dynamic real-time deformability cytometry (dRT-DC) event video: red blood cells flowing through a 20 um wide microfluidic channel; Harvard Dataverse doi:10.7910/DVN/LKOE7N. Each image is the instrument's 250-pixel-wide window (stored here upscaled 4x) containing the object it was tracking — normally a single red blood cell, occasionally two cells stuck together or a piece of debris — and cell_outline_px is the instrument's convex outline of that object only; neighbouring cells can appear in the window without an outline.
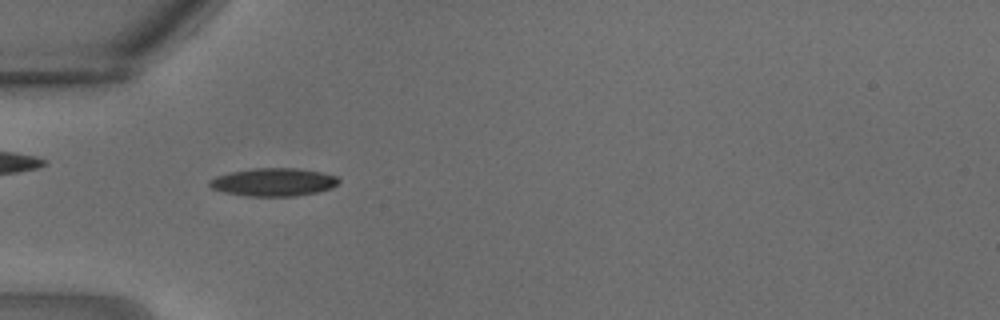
{"species": "common noctule bat (a hibernating species)", "species_latin": "Nyctalus noctula", "temperature_condition": "warm", "stored_images_in_passage": 28, "camera_frame_rate_fps": 3000, "um_per_image_px": 0.085, "animal": {"sex": "male", "body_mass_g": 18.8}, "frame": {"image": 1, "passage_image": 7, "time_ms": 2.0, "image_size_px": [1000, 320], "cell_outline_px": [[340, 180], [332, 188], [316, 192], [296, 196], [248, 196], [224, 192], [212, 188], [208, 184], [208, 180], [216, 176], [232, 172], [252, 168], [296, 168], [320, 172], [336, 176]], "centroid_in_image_um": [23.23, 15.48], "position_along_channel_um": 61.8, "area_um2": 20.98}}
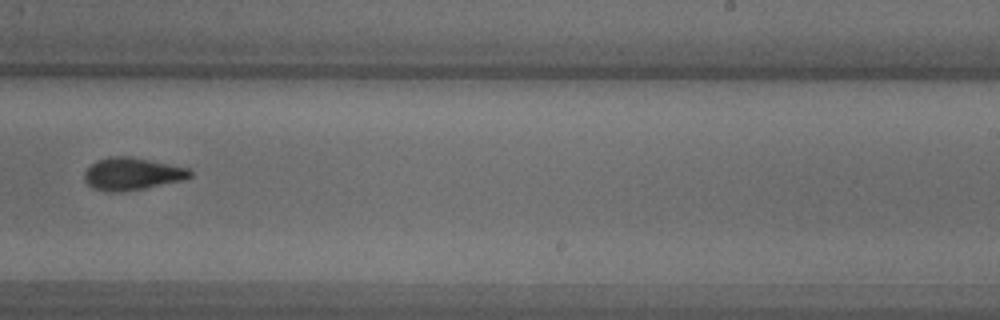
{"frame": {"image": 2, "passage_image": 17, "time_ms": 5.333, "image_size_px": [1000, 320], "cell_outline_px": [[192, 176], [184, 180], [124, 192], [112, 192], [92, 188], [84, 180], [84, 172], [96, 160], [112, 156], [128, 156], [188, 168], [192, 172]], "centroid_in_image_um": [11.21, 14.79], "position_along_channel_um": 277.8, "area_um2": 19.83}}
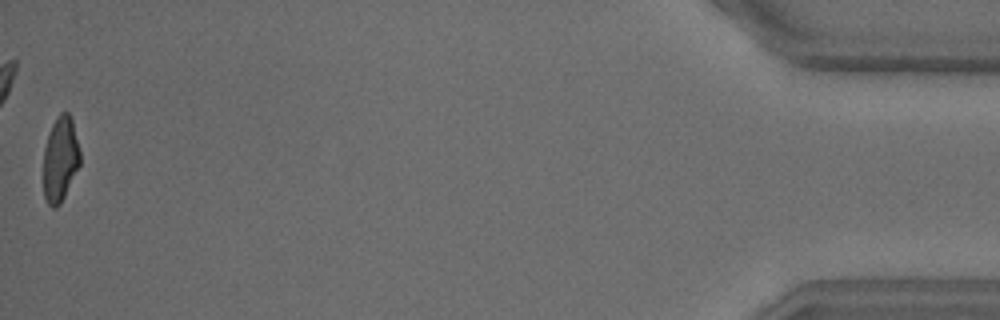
{"frame": {"image": 3, "passage_image": 28, "time_ms": 9.0, "image_size_px": [1000, 320], "cell_outline_px": [[80, 164], [60, 204], [56, 208], [52, 208], [48, 204], [44, 196], [44, 148], [52, 124], [56, 116], [60, 112], [68, 112], [72, 120], [80, 152]], "centroid_in_image_um": [5.12, 13.52], "position_along_channel_um": 430.1, "area_um2": 17.98}}